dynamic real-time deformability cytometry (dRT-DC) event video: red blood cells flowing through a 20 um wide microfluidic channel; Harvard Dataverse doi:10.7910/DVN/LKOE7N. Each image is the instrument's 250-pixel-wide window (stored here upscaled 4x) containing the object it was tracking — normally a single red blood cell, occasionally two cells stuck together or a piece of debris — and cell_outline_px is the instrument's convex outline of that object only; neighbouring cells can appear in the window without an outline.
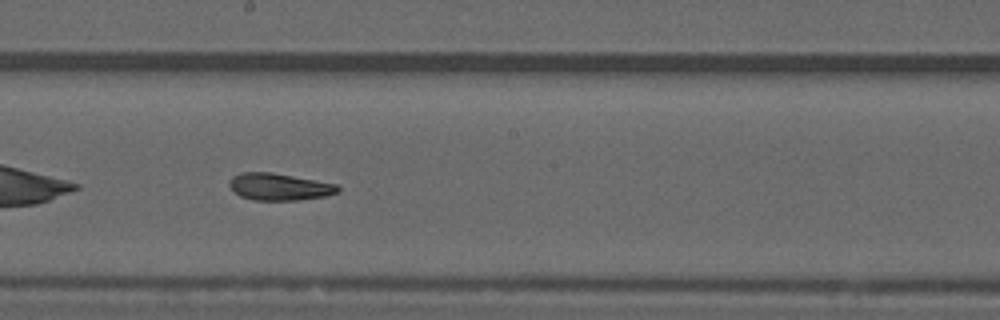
{"species": "common noctule bat (a hibernating species)", "species_latin": "Nyctalus noctula", "temperature_condition": "warm", "stored_images_in_passage": 30, "camera_frame_rate_fps": 3000, "um_per_image_px": 0.085, "animal": {"sex": "male", "forearm_length_mm": 52.5}, "frame": {"image": 1, "passage_image": 13, "time_ms": 4.0, "image_size_px": [1000, 320], "cell_outline_px": [[340, 192], [324, 196], [296, 200], [252, 200], [240, 196], [232, 192], [228, 184], [232, 176], [240, 172], [272, 172], [316, 180], [336, 184], [340, 188]], "centroid_in_image_um": [23.69, 15.87], "position_along_channel_um": 224.5, "area_um2": 17.22}, "authors_computed_cell_mechanics": {"area_um2": 17.2244, "velocity_mm_per_s": 4.0114, "shape_relaxation_time_tau1_ms": null, "shape_relaxation_time_tau2_ms": 6.9319, "deformation_change_tau1": null, "deformation_change_tau2": 0.1246}}